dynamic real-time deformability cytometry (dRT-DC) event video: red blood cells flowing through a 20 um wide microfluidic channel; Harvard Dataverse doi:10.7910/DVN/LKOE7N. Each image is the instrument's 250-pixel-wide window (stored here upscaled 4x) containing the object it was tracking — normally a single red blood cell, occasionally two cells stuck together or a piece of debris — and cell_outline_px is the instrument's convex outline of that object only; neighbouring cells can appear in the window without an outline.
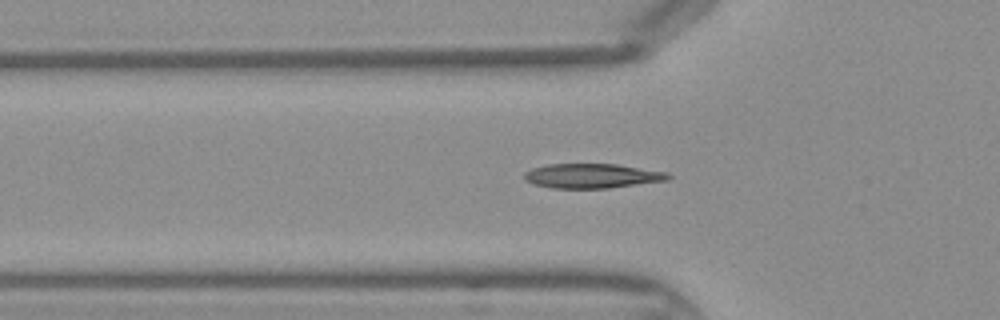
{"species": "Egyptian fruit bat (a non-hibernating species)", "species_latin": "Rousettus aegyptiacus", "temperature_condition": "warm", "stored_images_in_passage": 37, "segment_of_instrument_passage": [1, 2], "camera_frame_rate_fps": 3000, "um_per_image_px": 0.085, "frame": {"image": 1, "passage_image": 6, "time_ms": 1.667, "image_size_px": [1000, 320], "cell_outline_px": [[672, 176], [668, 180], [608, 188], [552, 188], [532, 184], [524, 180], [524, 172], [532, 168], [548, 164], [616, 164], [668, 172]], "centroid_in_image_um": [50.3, 14.95], "position_along_channel_um": 75.5, "area_um2": 20.63}}
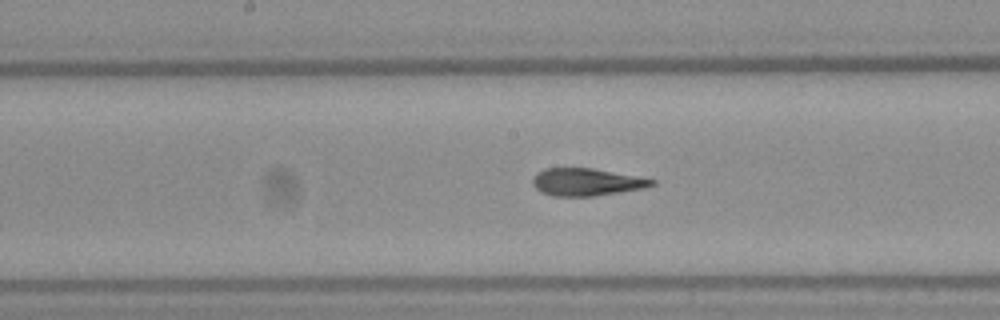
{"frame": {"image": 2, "passage_image": 14, "time_ms": 4.333, "image_size_px": [1000, 320], "cell_outline_px": [[656, 184], [640, 188], [592, 196], [552, 196], [540, 192], [532, 184], [532, 176], [536, 172], [544, 168], [592, 168], [656, 180]], "centroid_in_image_um": [49.75, 15.46], "position_along_channel_um": 198.5, "area_um2": 18.84}}
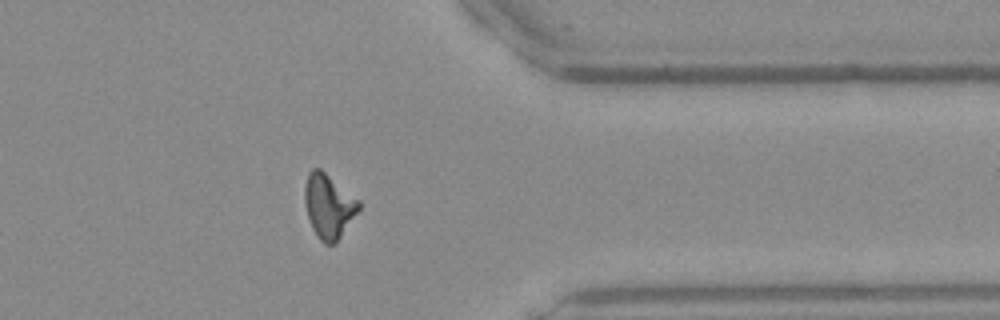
{"frame": {"image": 3, "passage_image": 27, "time_ms": 8.667, "image_size_px": [1000, 320], "cell_outline_px": [[360, 208], [336, 244], [324, 244], [320, 240], [312, 228], [308, 216], [304, 200], [304, 188], [308, 172], [312, 168], [320, 168], [360, 200]], "centroid_in_image_um": [27.93, 17.51], "position_along_channel_um": 383.5, "area_um2": 20.29}}